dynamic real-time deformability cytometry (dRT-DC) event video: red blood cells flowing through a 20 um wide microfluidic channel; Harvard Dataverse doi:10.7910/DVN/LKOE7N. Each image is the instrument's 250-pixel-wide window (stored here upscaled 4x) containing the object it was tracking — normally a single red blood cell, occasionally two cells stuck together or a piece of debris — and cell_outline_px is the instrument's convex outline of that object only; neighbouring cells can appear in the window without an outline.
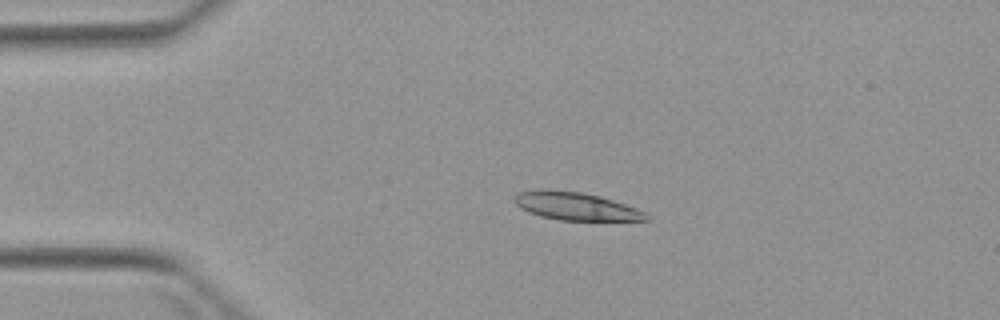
{"species": "Egyptian fruit bat (a non-hibernating species)", "species_latin": "Rousettus aegyptiacus", "temperature_condition": "warm", "stored_images_in_passage": 4, "camera_frame_rate_fps": 3000, "um_per_image_px": 0.085, "animal": {"sex": "female"}, "frame": {"image": 1, "passage_image": 3, "time_ms": 3.0, "image_size_px": [1000, 320], "cell_outline_px": [[648, 220], [560, 220], [540, 216], [528, 212], [520, 208], [516, 204], [516, 192], [540, 188], [548, 188], [580, 192], [600, 196], [636, 208], [644, 212], [648, 216]], "centroid_in_image_um": [48.88, 17.51], "position_along_channel_um": 36.1, "area_um2": 21.39}}